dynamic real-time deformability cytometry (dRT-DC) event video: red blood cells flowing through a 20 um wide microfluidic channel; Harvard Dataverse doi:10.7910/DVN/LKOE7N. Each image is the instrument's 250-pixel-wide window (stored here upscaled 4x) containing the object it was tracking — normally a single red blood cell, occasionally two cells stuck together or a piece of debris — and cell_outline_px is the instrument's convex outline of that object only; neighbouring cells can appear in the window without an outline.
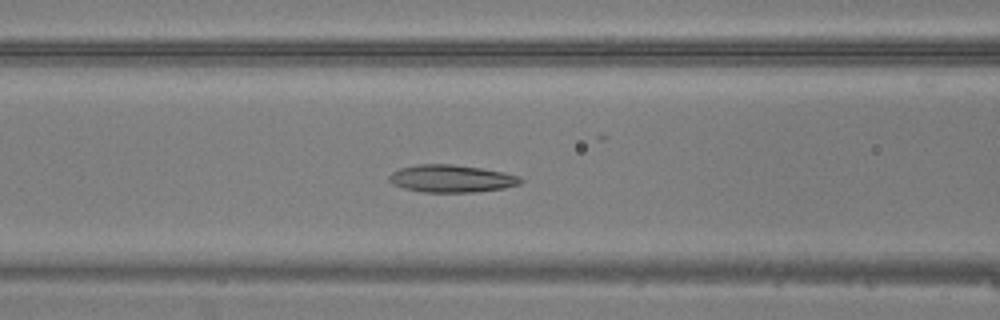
{"species": "common noctule bat (a hibernating species)", "species_latin": "Nyctalus noctula", "temperature_condition": "warm", "stored_images_in_passage": 48, "camera_frame_rate_fps": 3000, "um_per_image_px": 0.085, "animal": {"sex": "male", "body_mass_g": 20.5, "forearm_length_mm": 52.5}, "frame": {"image": 1, "passage_image": 20, "time_ms": 6.333, "image_size_px": [1000, 320], "cell_outline_px": [[524, 180], [520, 184], [504, 188], [476, 192], [424, 192], [404, 188], [392, 184], [388, 180], [388, 176], [392, 172], [400, 168], [416, 164], [452, 164], [480, 168], [504, 172], [520, 176]], "centroid_in_image_um": [38.37, 15.18], "position_along_channel_um": 128.2, "area_um2": 21.15}}
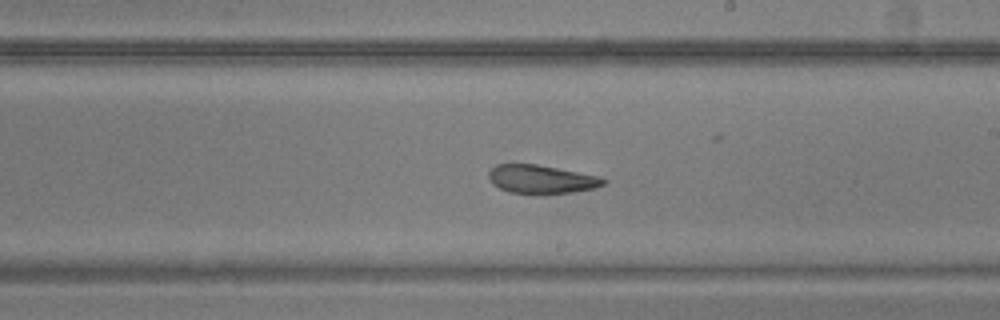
{"frame": {"image": 2, "passage_image": 28, "time_ms": 9.0, "image_size_px": [1000, 320], "cell_outline_px": [[608, 180], [604, 184], [596, 188], [572, 192], [544, 196], [532, 196], [508, 192], [492, 184], [488, 180], [488, 172], [496, 164], [536, 164], [600, 176]], "centroid_in_image_um": [46.0, 15.28], "position_along_channel_um": 243.0, "area_um2": 19.83}}
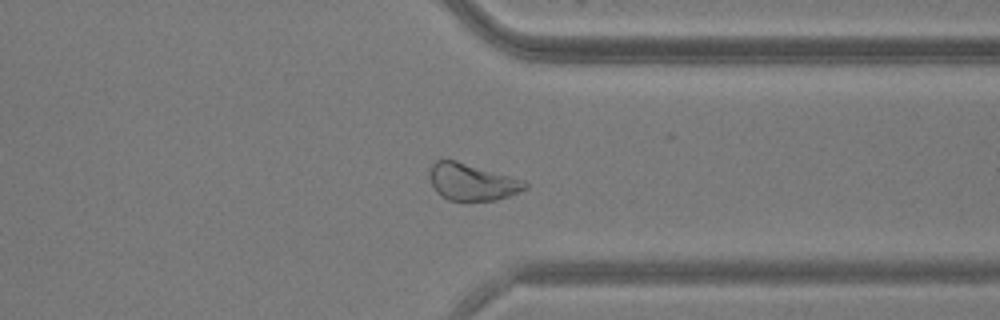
{"frame": {"image": 3, "passage_image": 37, "time_ms": 12.0, "image_size_px": [1000, 320], "cell_outline_px": [[528, 188], [520, 192], [496, 200], [448, 200], [440, 196], [436, 192], [428, 176], [428, 172], [432, 164], [436, 160], [456, 160], [524, 180], [528, 184]], "centroid_in_image_um": [40.1, 15.46], "position_along_channel_um": 371.3, "area_um2": 20.58}}